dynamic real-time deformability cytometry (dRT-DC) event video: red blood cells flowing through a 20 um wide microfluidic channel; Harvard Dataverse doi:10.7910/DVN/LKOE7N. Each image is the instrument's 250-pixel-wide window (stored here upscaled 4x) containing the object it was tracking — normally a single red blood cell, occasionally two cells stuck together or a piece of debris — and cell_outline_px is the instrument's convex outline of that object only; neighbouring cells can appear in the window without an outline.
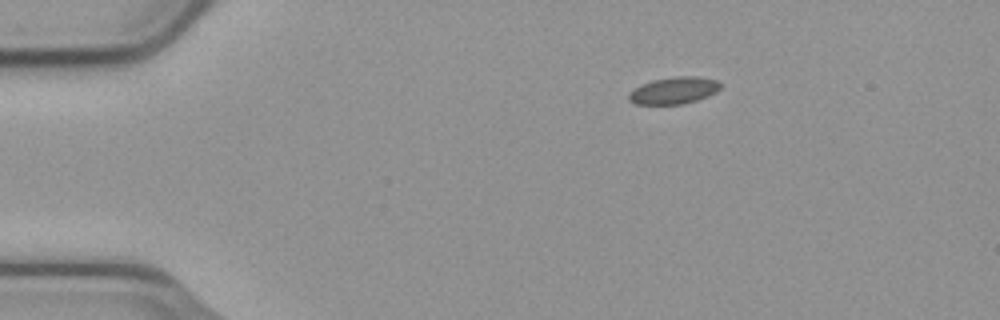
{"species": "common noctule bat (a hibernating species)", "species_latin": "Nyctalus noctula", "temperature_condition": "cold", "stored_images_in_passage": 47, "camera_frame_rate_fps": 3000, "um_per_image_px": 0.085, "animal": {"sex": "male", "body_mass_g": 23.1, "forearm_length_mm": 52.7}, "frame": {"image": 1, "passage_image": 1, "time_ms": 0.0, "image_size_px": [1000, 320], "cell_outline_px": [[724, 84], [716, 92], [708, 96], [684, 104], [636, 104], [628, 100], [628, 92], [640, 84], [652, 80], [676, 76], [700, 76], [716, 80]], "centroid_in_image_um": [57.28, 7.68], "position_along_channel_um": 27.7, "area_um2": 14.62}}
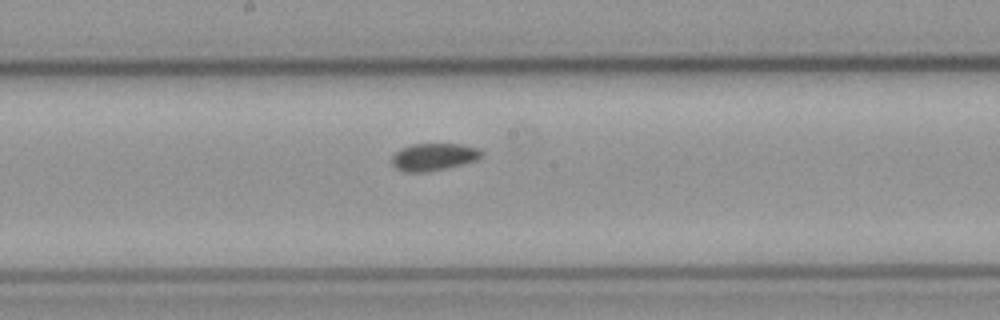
{"frame": {"image": 2, "passage_image": 21, "time_ms": 6.667, "image_size_px": [1000, 320], "cell_outline_px": [[484, 156], [476, 160], [428, 172], [404, 172], [396, 168], [392, 164], [392, 156], [396, 152], [412, 144], [460, 144], [480, 148], [484, 152]], "centroid_in_image_um": [36.9, 13.33], "position_along_channel_um": 211.3, "area_um2": 14.22}}
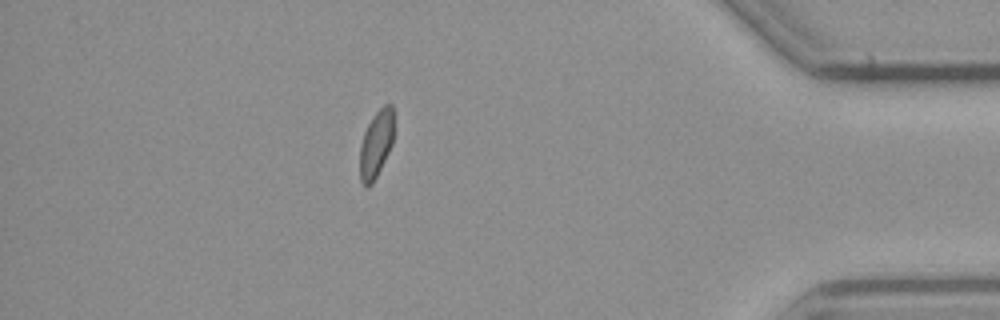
{"frame": {"image": 3, "passage_image": 40, "time_ms": 13.0, "image_size_px": [1000, 320], "cell_outline_px": [[392, 144], [372, 184], [368, 188], [364, 188], [360, 180], [360, 144], [364, 132], [372, 116], [384, 104], [392, 104]], "centroid_in_image_um": [31.93, 12.28], "position_along_channel_um": 403.3, "area_um2": 13.12}}